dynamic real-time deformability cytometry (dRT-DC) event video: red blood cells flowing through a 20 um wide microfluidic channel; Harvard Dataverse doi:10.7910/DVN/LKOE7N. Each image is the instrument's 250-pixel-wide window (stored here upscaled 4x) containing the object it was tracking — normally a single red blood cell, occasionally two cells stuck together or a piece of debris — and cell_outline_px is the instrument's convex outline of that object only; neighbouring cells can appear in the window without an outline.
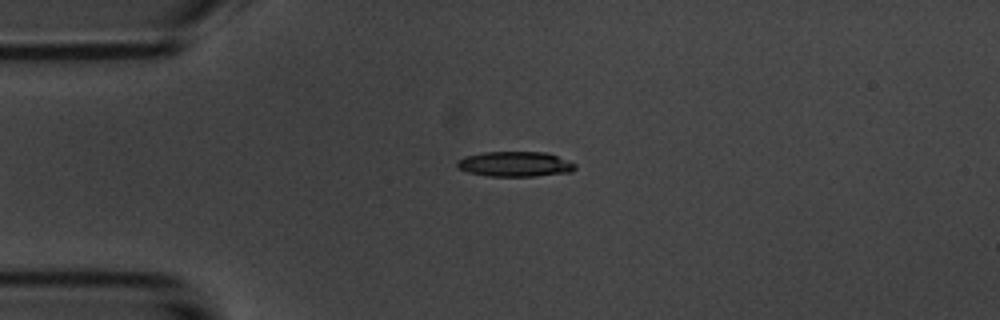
{"species": "common noctule bat (a hibernating species)", "species_latin": "Nyctalus noctula", "temperature_condition": "room temperature", "stored_images_in_passage": 6, "camera_frame_rate_fps": 3000, "um_per_image_px": 0.085, "animal": {"sex": "male", "body_mass_g": 20.1, "forearm_length_mm": 53.5}, "frame": {"image": 1, "passage_image": 1, "time_ms": 0.0, "image_size_px": [1000, 320], "cell_outline_px": [[576, 168], [572, 172], [536, 176], [488, 176], [468, 172], [456, 168], [456, 160], [464, 156], [484, 152], [548, 152], [576, 164]], "centroid_in_image_um": [43.76, 13.95], "position_along_channel_um": 41.2, "area_um2": 17.46}}
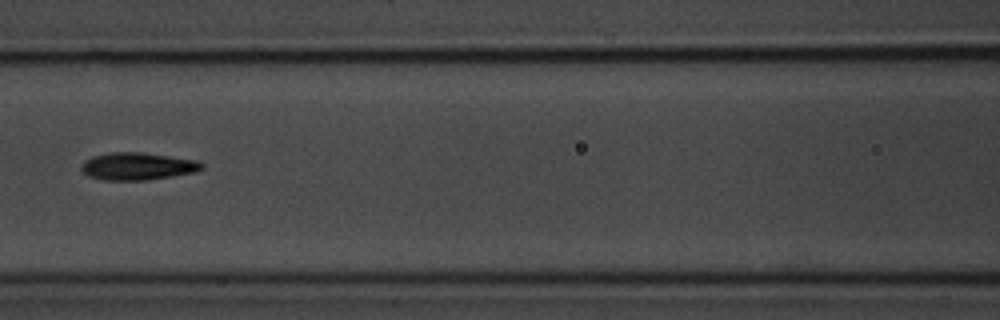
{"frame": {"image": 2, "passage_image": 4, "time_ms": 3.667, "image_size_px": [1000, 320], "cell_outline_px": [[204, 168], [196, 172], [172, 176], [144, 180], [104, 180], [88, 176], [80, 168], [84, 160], [92, 156], [108, 152], [144, 152], [196, 160], [204, 164]], "centroid_in_image_um": [11.69, 14.12], "position_along_channel_um": 154.9, "area_um2": 19.36}}
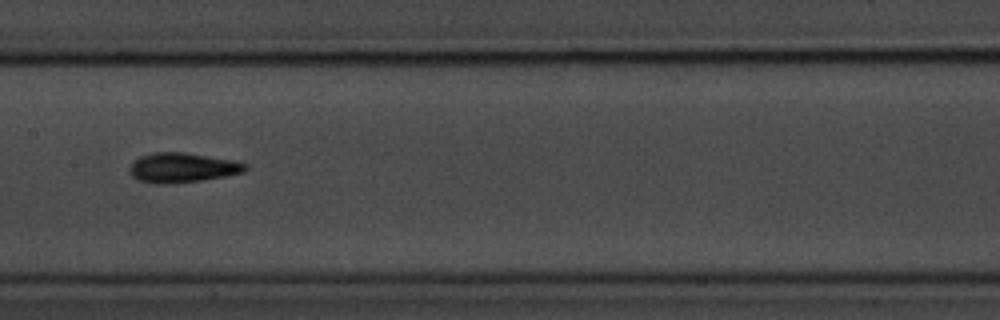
{"frame": {"image": 3, "passage_image": 5, "time_ms": 4.667, "image_size_px": [1000, 320], "cell_outline_px": [[248, 168], [244, 172], [224, 176], [200, 180], [164, 184], [156, 184], [140, 180], [132, 176], [128, 172], [128, 168], [140, 156], [152, 152], [184, 152], [232, 160], [248, 164]], "centroid_in_image_um": [15.48, 14.24], "position_along_channel_um": 191.9, "area_um2": 19.88}}